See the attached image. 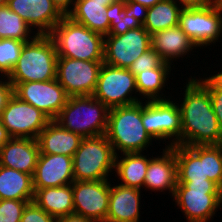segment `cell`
Listing matches in <instances>:
<instances>
[{"label": "cell", "instance_id": "cell-1", "mask_svg": "<svg viewBox=\"0 0 222 222\" xmlns=\"http://www.w3.org/2000/svg\"><path fill=\"white\" fill-rule=\"evenodd\" d=\"M183 88L181 112V145H220L222 130L213 111L209 91L196 79L189 78ZM186 88V89H185Z\"/></svg>", "mask_w": 222, "mask_h": 222}, {"label": "cell", "instance_id": "cell-2", "mask_svg": "<svg viewBox=\"0 0 222 222\" xmlns=\"http://www.w3.org/2000/svg\"><path fill=\"white\" fill-rule=\"evenodd\" d=\"M105 135L115 155L147 151L154 140L142 124V101L111 108Z\"/></svg>", "mask_w": 222, "mask_h": 222}, {"label": "cell", "instance_id": "cell-3", "mask_svg": "<svg viewBox=\"0 0 222 222\" xmlns=\"http://www.w3.org/2000/svg\"><path fill=\"white\" fill-rule=\"evenodd\" d=\"M57 49L50 35H37L26 42L20 58L9 74L11 83L39 82L56 79Z\"/></svg>", "mask_w": 222, "mask_h": 222}, {"label": "cell", "instance_id": "cell-4", "mask_svg": "<svg viewBox=\"0 0 222 222\" xmlns=\"http://www.w3.org/2000/svg\"><path fill=\"white\" fill-rule=\"evenodd\" d=\"M55 42L58 57H67L84 61L104 60L105 36L73 21L63 19L50 34Z\"/></svg>", "mask_w": 222, "mask_h": 222}, {"label": "cell", "instance_id": "cell-5", "mask_svg": "<svg viewBox=\"0 0 222 222\" xmlns=\"http://www.w3.org/2000/svg\"><path fill=\"white\" fill-rule=\"evenodd\" d=\"M109 110L93 96H70L54 121L83 138L95 137L106 134Z\"/></svg>", "mask_w": 222, "mask_h": 222}, {"label": "cell", "instance_id": "cell-6", "mask_svg": "<svg viewBox=\"0 0 222 222\" xmlns=\"http://www.w3.org/2000/svg\"><path fill=\"white\" fill-rule=\"evenodd\" d=\"M172 200L188 222H208L222 206V189L209 179L177 182Z\"/></svg>", "mask_w": 222, "mask_h": 222}, {"label": "cell", "instance_id": "cell-7", "mask_svg": "<svg viewBox=\"0 0 222 222\" xmlns=\"http://www.w3.org/2000/svg\"><path fill=\"white\" fill-rule=\"evenodd\" d=\"M115 153L106 135L86 137L72 157L74 181L109 180L114 171ZM110 173V174H109Z\"/></svg>", "mask_w": 222, "mask_h": 222}, {"label": "cell", "instance_id": "cell-8", "mask_svg": "<svg viewBox=\"0 0 222 222\" xmlns=\"http://www.w3.org/2000/svg\"><path fill=\"white\" fill-rule=\"evenodd\" d=\"M170 99L142 101V124L153 140L169 139L165 147L181 145V112L178 101Z\"/></svg>", "mask_w": 222, "mask_h": 222}, {"label": "cell", "instance_id": "cell-9", "mask_svg": "<svg viewBox=\"0 0 222 222\" xmlns=\"http://www.w3.org/2000/svg\"><path fill=\"white\" fill-rule=\"evenodd\" d=\"M132 94L138 95L136 77L128 69L103 62L92 96L111 109L144 101Z\"/></svg>", "mask_w": 222, "mask_h": 222}, {"label": "cell", "instance_id": "cell-10", "mask_svg": "<svg viewBox=\"0 0 222 222\" xmlns=\"http://www.w3.org/2000/svg\"><path fill=\"white\" fill-rule=\"evenodd\" d=\"M178 25L197 47L205 48L221 40L222 9L216 2L201 8L182 9Z\"/></svg>", "mask_w": 222, "mask_h": 222}, {"label": "cell", "instance_id": "cell-11", "mask_svg": "<svg viewBox=\"0 0 222 222\" xmlns=\"http://www.w3.org/2000/svg\"><path fill=\"white\" fill-rule=\"evenodd\" d=\"M103 61L57 58L56 80L69 96H92Z\"/></svg>", "mask_w": 222, "mask_h": 222}, {"label": "cell", "instance_id": "cell-12", "mask_svg": "<svg viewBox=\"0 0 222 222\" xmlns=\"http://www.w3.org/2000/svg\"><path fill=\"white\" fill-rule=\"evenodd\" d=\"M11 138L37 139L51 119L33 105L13 95L0 117Z\"/></svg>", "mask_w": 222, "mask_h": 222}, {"label": "cell", "instance_id": "cell-13", "mask_svg": "<svg viewBox=\"0 0 222 222\" xmlns=\"http://www.w3.org/2000/svg\"><path fill=\"white\" fill-rule=\"evenodd\" d=\"M151 48V35L142 26L121 35H105L103 62L128 69L145 51Z\"/></svg>", "mask_w": 222, "mask_h": 222}, {"label": "cell", "instance_id": "cell-14", "mask_svg": "<svg viewBox=\"0 0 222 222\" xmlns=\"http://www.w3.org/2000/svg\"><path fill=\"white\" fill-rule=\"evenodd\" d=\"M11 84L16 97L41 110L51 120L58 116L70 97L56 79Z\"/></svg>", "mask_w": 222, "mask_h": 222}, {"label": "cell", "instance_id": "cell-15", "mask_svg": "<svg viewBox=\"0 0 222 222\" xmlns=\"http://www.w3.org/2000/svg\"><path fill=\"white\" fill-rule=\"evenodd\" d=\"M110 181H74L72 183L75 214L105 222L109 210Z\"/></svg>", "mask_w": 222, "mask_h": 222}, {"label": "cell", "instance_id": "cell-16", "mask_svg": "<svg viewBox=\"0 0 222 222\" xmlns=\"http://www.w3.org/2000/svg\"><path fill=\"white\" fill-rule=\"evenodd\" d=\"M7 6L17 13L37 35H50L64 15L52 0H8Z\"/></svg>", "mask_w": 222, "mask_h": 222}, {"label": "cell", "instance_id": "cell-17", "mask_svg": "<svg viewBox=\"0 0 222 222\" xmlns=\"http://www.w3.org/2000/svg\"><path fill=\"white\" fill-rule=\"evenodd\" d=\"M33 188L59 187L74 182L72 157L60 154H39Z\"/></svg>", "mask_w": 222, "mask_h": 222}, {"label": "cell", "instance_id": "cell-18", "mask_svg": "<svg viewBox=\"0 0 222 222\" xmlns=\"http://www.w3.org/2000/svg\"><path fill=\"white\" fill-rule=\"evenodd\" d=\"M162 155L151 157L144 179L145 190L163 192L169 190L173 197L178 182L177 160L174 146L162 148Z\"/></svg>", "mask_w": 222, "mask_h": 222}, {"label": "cell", "instance_id": "cell-19", "mask_svg": "<svg viewBox=\"0 0 222 222\" xmlns=\"http://www.w3.org/2000/svg\"><path fill=\"white\" fill-rule=\"evenodd\" d=\"M39 154L37 139L11 138L0 150V165L33 176Z\"/></svg>", "mask_w": 222, "mask_h": 222}, {"label": "cell", "instance_id": "cell-20", "mask_svg": "<svg viewBox=\"0 0 222 222\" xmlns=\"http://www.w3.org/2000/svg\"><path fill=\"white\" fill-rule=\"evenodd\" d=\"M116 5L115 1L76 0L72 11L67 16L105 36L110 31L111 14Z\"/></svg>", "mask_w": 222, "mask_h": 222}, {"label": "cell", "instance_id": "cell-21", "mask_svg": "<svg viewBox=\"0 0 222 222\" xmlns=\"http://www.w3.org/2000/svg\"><path fill=\"white\" fill-rule=\"evenodd\" d=\"M141 190L110 184L109 210L105 222H139Z\"/></svg>", "mask_w": 222, "mask_h": 222}, {"label": "cell", "instance_id": "cell-22", "mask_svg": "<svg viewBox=\"0 0 222 222\" xmlns=\"http://www.w3.org/2000/svg\"><path fill=\"white\" fill-rule=\"evenodd\" d=\"M151 48L155 50L162 59L173 65L176 59L189 56L188 54L197 45L185 34L179 25L153 33L151 35Z\"/></svg>", "mask_w": 222, "mask_h": 222}, {"label": "cell", "instance_id": "cell-23", "mask_svg": "<svg viewBox=\"0 0 222 222\" xmlns=\"http://www.w3.org/2000/svg\"><path fill=\"white\" fill-rule=\"evenodd\" d=\"M82 140V136L66 130L54 120H51L37 137L41 154H60L70 157L74 156Z\"/></svg>", "mask_w": 222, "mask_h": 222}, {"label": "cell", "instance_id": "cell-24", "mask_svg": "<svg viewBox=\"0 0 222 222\" xmlns=\"http://www.w3.org/2000/svg\"><path fill=\"white\" fill-rule=\"evenodd\" d=\"M33 201L55 218L72 214L74 212L72 184L34 189Z\"/></svg>", "mask_w": 222, "mask_h": 222}, {"label": "cell", "instance_id": "cell-25", "mask_svg": "<svg viewBox=\"0 0 222 222\" xmlns=\"http://www.w3.org/2000/svg\"><path fill=\"white\" fill-rule=\"evenodd\" d=\"M122 155L115 156L114 165L115 176L121 180L119 184L141 190L144 188L150 157L145 156L144 152L143 154L142 152L122 153Z\"/></svg>", "mask_w": 222, "mask_h": 222}, {"label": "cell", "instance_id": "cell-26", "mask_svg": "<svg viewBox=\"0 0 222 222\" xmlns=\"http://www.w3.org/2000/svg\"><path fill=\"white\" fill-rule=\"evenodd\" d=\"M32 175L0 165V200H33Z\"/></svg>", "mask_w": 222, "mask_h": 222}, {"label": "cell", "instance_id": "cell-27", "mask_svg": "<svg viewBox=\"0 0 222 222\" xmlns=\"http://www.w3.org/2000/svg\"><path fill=\"white\" fill-rule=\"evenodd\" d=\"M174 152L178 182L209 179L206 175L205 159L193 146L175 145Z\"/></svg>", "mask_w": 222, "mask_h": 222}, {"label": "cell", "instance_id": "cell-28", "mask_svg": "<svg viewBox=\"0 0 222 222\" xmlns=\"http://www.w3.org/2000/svg\"><path fill=\"white\" fill-rule=\"evenodd\" d=\"M171 64L165 62L162 66L141 72L136 76V86L138 95L146 101L169 99L164 95V89L171 74ZM168 80V81H167ZM166 84V85H165ZM162 90V91H161ZM161 93V94H160ZM167 97V98H165Z\"/></svg>", "mask_w": 222, "mask_h": 222}, {"label": "cell", "instance_id": "cell-29", "mask_svg": "<svg viewBox=\"0 0 222 222\" xmlns=\"http://www.w3.org/2000/svg\"><path fill=\"white\" fill-rule=\"evenodd\" d=\"M182 8L173 0H163L148 8L143 27L150 35L177 26Z\"/></svg>", "mask_w": 222, "mask_h": 222}, {"label": "cell", "instance_id": "cell-30", "mask_svg": "<svg viewBox=\"0 0 222 222\" xmlns=\"http://www.w3.org/2000/svg\"><path fill=\"white\" fill-rule=\"evenodd\" d=\"M31 27L7 5L0 6V39L9 38L18 41H32L37 34ZM32 33H35L31 36Z\"/></svg>", "mask_w": 222, "mask_h": 222}, {"label": "cell", "instance_id": "cell-31", "mask_svg": "<svg viewBox=\"0 0 222 222\" xmlns=\"http://www.w3.org/2000/svg\"><path fill=\"white\" fill-rule=\"evenodd\" d=\"M205 159L206 175L222 189V144L193 146Z\"/></svg>", "mask_w": 222, "mask_h": 222}, {"label": "cell", "instance_id": "cell-32", "mask_svg": "<svg viewBox=\"0 0 222 222\" xmlns=\"http://www.w3.org/2000/svg\"><path fill=\"white\" fill-rule=\"evenodd\" d=\"M26 42L14 39H0V75L8 77L20 58Z\"/></svg>", "mask_w": 222, "mask_h": 222}, {"label": "cell", "instance_id": "cell-33", "mask_svg": "<svg viewBox=\"0 0 222 222\" xmlns=\"http://www.w3.org/2000/svg\"><path fill=\"white\" fill-rule=\"evenodd\" d=\"M142 26L140 21L135 17L126 16V7L123 4H117L114 6L111 14L110 31L108 35H121L130 29H136Z\"/></svg>", "mask_w": 222, "mask_h": 222}, {"label": "cell", "instance_id": "cell-34", "mask_svg": "<svg viewBox=\"0 0 222 222\" xmlns=\"http://www.w3.org/2000/svg\"><path fill=\"white\" fill-rule=\"evenodd\" d=\"M165 61L152 48L140 55L128 68V70L136 77L141 72L162 66Z\"/></svg>", "mask_w": 222, "mask_h": 222}, {"label": "cell", "instance_id": "cell-35", "mask_svg": "<svg viewBox=\"0 0 222 222\" xmlns=\"http://www.w3.org/2000/svg\"><path fill=\"white\" fill-rule=\"evenodd\" d=\"M33 200H0V222H20L24 208Z\"/></svg>", "mask_w": 222, "mask_h": 222}, {"label": "cell", "instance_id": "cell-36", "mask_svg": "<svg viewBox=\"0 0 222 222\" xmlns=\"http://www.w3.org/2000/svg\"><path fill=\"white\" fill-rule=\"evenodd\" d=\"M20 222H57V218L45 212L34 201H31L24 208Z\"/></svg>", "mask_w": 222, "mask_h": 222}, {"label": "cell", "instance_id": "cell-37", "mask_svg": "<svg viewBox=\"0 0 222 222\" xmlns=\"http://www.w3.org/2000/svg\"><path fill=\"white\" fill-rule=\"evenodd\" d=\"M122 4L126 7V16L135 17L143 25L146 20L148 8L134 1H128Z\"/></svg>", "mask_w": 222, "mask_h": 222}, {"label": "cell", "instance_id": "cell-38", "mask_svg": "<svg viewBox=\"0 0 222 222\" xmlns=\"http://www.w3.org/2000/svg\"><path fill=\"white\" fill-rule=\"evenodd\" d=\"M2 78L4 79V81ZM2 78L0 80V117L8 101L14 95V87L9 81L8 77L2 76Z\"/></svg>", "mask_w": 222, "mask_h": 222}, {"label": "cell", "instance_id": "cell-39", "mask_svg": "<svg viewBox=\"0 0 222 222\" xmlns=\"http://www.w3.org/2000/svg\"><path fill=\"white\" fill-rule=\"evenodd\" d=\"M210 94V99L213 111L216 115L220 129L222 130V90L207 89Z\"/></svg>", "mask_w": 222, "mask_h": 222}, {"label": "cell", "instance_id": "cell-40", "mask_svg": "<svg viewBox=\"0 0 222 222\" xmlns=\"http://www.w3.org/2000/svg\"><path fill=\"white\" fill-rule=\"evenodd\" d=\"M197 80L206 88V89H217L222 90V71L217 72L215 75L209 77L197 78Z\"/></svg>", "mask_w": 222, "mask_h": 222}, {"label": "cell", "instance_id": "cell-41", "mask_svg": "<svg viewBox=\"0 0 222 222\" xmlns=\"http://www.w3.org/2000/svg\"><path fill=\"white\" fill-rule=\"evenodd\" d=\"M173 1H175L182 9L201 8L215 2V0H173Z\"/></svg>", "mask_w": 222, "mask_h": 222}, {"label": "cell", "instance_id": "cell-42", "mask_svg": "<svg viewBox=\"0 0 222 222\" xmlns=\"http://www.w3.org/2000/svg\"><path fill=\"white\" fill-rule=\"evenodd\" d=\"M57 9L67 16L73 9L76 0H52ZM72 6V7H71Z\"/></svg>", "mask_w": 222, "mask_h": 222}, {"label": "cell", "instance_id": "cell-43", "mask_svg": "<svg viewBox=\"0 0 222 222\" xmlns=\"http://www.w3.org/2000/svg\"><path fill=\"white\" fill-rule=\"evenodd\" d=\"M57 222H95V221L89 218H85L81 215L72 213V214L57 218Z\"/></svg>", "mask_w": 222, "mask_h": 222}, {"label": "cell", "instance_id": "cell-44", "mask_svg": "<svg viewBox=\"0 0 222 222\" xmlns=\"http://www.w3.org/2000/svg\"><path fill=\"white\" fill-rule=\"evenodd\" d=\"M11 139V136L7 132V129L2 125L0 119V150Z\"/></svg>", "mask_w": 222, "mask_h": 222}, {"label": "cell", "instance_id": "cell-45", "mask_svg": "<svg viewBox=\"0 0 222 222\" xmlns=\"http://www.w3.org/2000/svg\"><path fill=\"white\" fill-rule=\"evenodd\" d=\"M128 1H134L137 2L143 6H146L147 8L154 6L156 3L163 1V0H128Z\"/></svg>", "mask_w": 222, "mask_h": 222}, {"label": "cell", "instance_id": "cell-46", "mask_svg": "<svg viewBox=\"0 0 222 222\" xmlns=\"http://www.w3.org/2000/svg\"><path fill=\"white\" fill-rule=\"evenodd\" d=\"M117 4H122L128 2V0H115Z\"/></svg>", "mask_w": 222, "mask_h": 222}, {"label": "cell", "instance_id": "cell-47", "mask_svg": "<svg viewBox=\"0 0 222 222\" xmlns=\"http://www.w3.org/2000/svg\"><path fill=\"white\" fill-rule=\"evenodd\" d=\"M8 0H0V6L7 5Z\"/></svg>", "mask_w": 222, "mask_h": 222}, {"label": "cell", "instance_id": "cell-48", "mask_svg": "<svg viewBox=\"0 0 222 222\" xmlns=\"http://www.w3.org/2000/svg\"><path fill=\"white\" fill-rule=\"evenodd\" d=\"M218 6L222 9V0H215Z\"/></svg>", "mask_w": 222, "mask_h": 222}, {"label": "cell", "instance_id": "cell-49", "mask_svg": "<svg viewBox=\"0 0 222 222\" xmlns=\"http://www.w3.org/2000/svg\"><path fill=\"white\" fill-rule=\"evenodd\" d=\"M98 1H115V0H98Z\"/></svg>", "mask_w": 222, "mask_h": 222}]
</instances>
